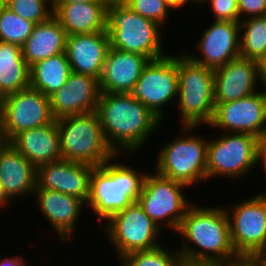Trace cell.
Instances as JSON below:
<instances>
[{
  "label": "cell",
  "instance_id": "f1b7e54d",
  "mask_svg": "<svg viewBox=\"0 0 266 266\" xmlns=\"http://www.w3.org/2000/svg\"><path fill=\"white\" fill-rule=\"evenodd\" d=\"M34 23L12 12L7 6L0 11V41L22 47L32 34Z\"/></svg>",
  "mask_w": 266,
  "mask_h": 266
},
{
  "label": "cell",
  "instance_id": "d6a6232c",
  "mask_svg": "<svg viewBox=\"0 0 266 266\" xmlns=\"http://www.w3.org/2000/svg\"><path fill=\"white\" fill-rule=\"evenodd\" d=\"M214 20L240 22L238 0H208Z\"/></svg>",
  "mask_w": 266,
  "mask_h": 266
},
{
  "label": "cell",
  "instance_id": "ee69618b",
  "mask_svg": "<svg viewBox=\"0 0 266 266\" xmlns=\"http://www.w3.org/2000/svg\"><path fill=\"white\" fill-rule=\"evenodd\" d=\"M10 144V141L7 140L4 136L0 134V156L3 150Z\"/></svg>",
  "mask_w": 266,
  "mask_h": 266
},
{
  "label": "cell",
  "instance_id": "74e56055",
  "mask_svg": "<svg viewBox=\"0 0 266 266\" xmlns=\"http://www.w3.org/2000/svg\"><path fill=\"white\" fill-rule=\"evenodd\" d=\"M259 83L266 89V54L259 62Z\"/></svg>",
  "mask_w": 266,
  "mask_h": 266
},
{
  "label": "cell",
  "instance_id": "30bf717a",
  "mask_svg": "<svg viewBox=\"0 0 266 266\" xmlns=\"http://www.w3.org/2000/svg\"><path fill=\"white\" fill-rule=\"evenodd\" d=\"M107 239L115 249L118 261L136 251H147L161 246V228L150 219L142 206L132 202L128 207L106 220Z\"/></svg>",
  "mask_w": 266,
  "mask_h": 266
},
{
  "label": "cell",
  "instance_id": "277c9868",
  "mask_svg": "<svg viewBox=\"0 0 266 266\" xmlns=\"http://www.w3.org/2000/svg\"><path fill=\"white\" fill-rule=\"evenodd\" d=\"M160 26L134 12L122 1H108L106 6L105 32L110 47L145 56L149 61L163 58L164 53Z\"/></svg>",
  "mask_w": 266,
  "mask_h": 266
},
{
  "label": "cell",
  "instance_id": "b9f144b4",
  "mask_svg": "<svg viewBox=\"0 0 266 266\" xmlns=\"http://www.w3.org/2000/svg\"><path fill=\"white\" fill-rule=\"evenodd\" d=\"M258 154H266V126L264 127L263 133L259 138Z\"/></svg>",
  "mask_w": 266,
  "mask_h": 266
},
{
  "label": "cell",
  "instance_id": "d4e9b609",
  "mask_svg": "<svg viewBox=\"0 0 266 266\" xmlns=\"http://www.w3.org/2000/svg\"><path fill=\"white\" fill-rule=\"evenodd\" d=\"M66 40L67 34L54 15L35 24L32 34L22 46L26 64L30 67L37 61L65 53Z\"/></svg>",
  "mask_w": 266,
  "mask_h": 266
},
{
  "label": "cell",
  "instance_id": "603a6c76",
  "mask_svg": "<svg viewBox=\"0 0 266 266\" xmlns=\"http://www.w3.org/2000/svg\"><path fill=\"white\" fill-rule=\"evenodd\" d=\"M10 144L36 168L62 159L57 122L18 133Z\"/></svg>",
  "mask_w": 266,
  "mask_h": 266
},
{
  "label": "cell",
  "instance_id": "e0dca14e",
  "mask_svg": "<svg viewBox=\"0 0 266 266\" xmlns=\"http://www.w3.org/2000/svg\"><path fill=\"white\" fill-rule=\"evenodd\" d=\"M93 166L59 160L37 167L36 189L58 191L74 196L87 204Z\"/></svg>",
  "mask_w": 266,
  "mask_h": 266
},
{
  "label": "cell",
  "instance_id": "ffe728a7",
  "mask_svg": "<svg viewBox=\"0 0 266 266\" xmlns=\"http://www.w3.org/2000/svg\"><path fill=\"white\" fill-rule=\"evenodd\" d=\"M109 48L110 39L106 32L67 36L65 53L71 71L100 80Z\"/></svg>",
  "mask_w": 266,
  "mask_h": 266
},
{
  "label": "cell",
  "instance_id": "c3c4849f",
  "mask_svg": "<svg viewBox=\"0 0 266 266\" xmlns=\"http://www.w3.org/2000/svg\"><path fill=\"white\" fill-rule=\"evenodd\" d=\"M213 266H224L222 263H213Z\"/></svg>",
  "mask_w": 266,
  "mask_h": 266
},
{
  "label": "cell",
  "instance_id": "cb8c5ba5",
  "mask_svg": "<svg viewBox=\"0 0 266 266\" xmlns=\"http://www.w3.org/2000/svg\"><path fill=\"white\" fill-rule=\"evenodd\" d=\"M108 2L52 4L53 15L58 19L67 36L105 32Z\"/></svg>",
  "mask_w": 266,
  "mask_h": 266
},
{
  "label": "cell",
  "instance_id": "4dcf8cb0",
  "mask_svg": "<svg viewBox=\"0 0 266 266\" xmlns=\"http://www.w3.org/2000/svg\"><path fill=\"white\" fill-rule=\"evenodd\" d=\"M6 6L34 24L44 22L53 15L52 0H7Z\"/></svg>",
  "mask_w": 266,
  "mask_h": 266
},
{
  "label": "cell",
  "instance_id": "5bb4252c",
  "mask_svg": "<svg viewBox=\"0 0 266 266\" xmlns=\"http://www.w3.org/2000/svg\"><path fill=\"white\" fill-rule=\"evenodd\" d=\"M263 89L238 100L215 103L210 127L260 138L266 126V89Z\"/></svg>",
  "mask_w": 266,
  "mask_h": 266
},
{
  "label": "cell",
  "instance_id": "1f68e13d",
  "mask_svg": "<svg viewBox=\"0 0 266 266\" xmlns=\"http://www.w3.org/2000/svg\"><path fill=\"white\" fill-rule=\"evenodd\" d=\"M134 12L144 18L150 19L160 26L166 24V20L170 17V8L164 0H122Z\"/></svg>",
  "mask_w": 266,
  "mask_h": 266
},
{
  "label": "cell",
  "instance_id": "4316f807",
  "mask_svg": "<svg viewBox=\"0 0 266 266\" xmlns=\"http://www.w3.org/2000/svg\"><path fill=\"white\" fill-rule=\"evenodd\" d=\"M71 72L66 53H61L30 66L29 86L50 97L66 84Z\"/></svg>",
  "mask_w": 266,
  "mask_h": 266
},
{
  "label": "cell",
  "instance_id": "bcb514c9",
  "mask_svg": "<svg viewBox=\"0 0 266 266\" xmlns=\"http://www.w3.org/2000/svg\"><path fill=\"white\" fill-rule=\"evenodd\" d=\"M6 1H7V0H0V11H1L4 7H6Z\"/></svg>",
  "mask_w": 266,
  "mask_h": 266
},
{
  "label": "cell",
  "instance_id": "7402d4cb",
  "mask_svg": "<svg viewBox=\"0 0 266 266\" xmlns=\"http://www.w3.org/2000/svg\"><path fill=\"white\" fill-rule=\"evenodd\" d=\"M37 168L15 147L9 144L0 156V185L12 202L33 195L36 189Z\"/></svg>",
  "mask_w": 266,
  "mask_h": 266
},
{
  "label": "cell",
  "instance_id": "e575fe53",
  "mask_svg": "<svg viewBox=\"0 0 266 266\" xmlns=\"http://www.w3.org/2000/svg\"><path fill=\"white\" fill-rule=\"evenodd\" d=\"M222 264L224 266H263V253H235Z\"/></svg>",
  "mask_w": 266,
  "mask_h": 266
},
{
  "label": "cell",
  "instance_id": "8992f818",
  "mask_svg": "<svg viewBox=\"0 0 266 266\" xmlns=\"http://www.w3.org/2000/svg\"><path fill=\"white\" fill-rule=\"evenodd\" d=\"M179 70V109L181 126L209 125L214 114V70L193 62L186 54L176 55Z\"/></svg>",
  "mask_w": 266,
  "mask_h": 266
},
{
  "label": "cell",
  "instance_id": "3957f363",
  "mask_svg": "<svg viewBox=\"0 0 266 266\" xmlns=\"http://www.w3.org/2000/svg\"><path fill=\"white\" fill-rule=\"evenodd\" d=\"M112 159L102 166L93 167L90 176V206L98 220H107L138 200L145 172H139L125 163Z\"/></svg>",
  "mask_w": 266,
  "mask_h": 266
},
{
  "label": "cell",
  "instance_id": "4fadbf2b",
  "mask_svg": "<svg viewBox=\"0 0 266 266\" xmlns=\"http://www.w3.org/2000/svg\"><path fill=\"white\" fill-rule=\"evenodd\" d=\"M230 209V210H229ZM236 253L266 254V197L255 195L225 207Z\"/></svg>",
  "mask_w": 266,
  "mask_h": 266
},
{
  "label": "cell",
  "instance_id": "ab89813d",
  "mask_svg": "<svg viewBox=\"0 0 266 266\" xmlns=\"http://www.w3.org/2000/svg\"><path fill=\"white\" fill-rule=\"evenodd\" d=\"M88 3V2H108L107 0H52V4H70V3Z\"/></svg>",
  "mask_w": 266,
  "mask_h": 266
},
{
  "label": "cell",
  "instance_id": "9a60e30c",
  "mask_svg": "<svg viewBox=\"0 0 266 266\" xmlns=\"http://www.w3.org/2000/svg\"><path fill=\"white\" fill-rule=\"evenodd\" d=\"M197 42L200 57L185 53L193 62L212 70L223 67L240 57V22L213 20Z\"/></svg>",
  "mask_w": 266,
  "mask_h": 266
},
{
  "label": "cell",
  "instance_id": "7dc6e473",
  "mask_svg": "<svg viewBox=\"0 0 266 266\" xmlns=\"http://www.w3.org/2000/svg\"><path fill=\"white\" fill-rule=\"evenodd\" d=\"M263 266H266V254L263 253Z\"/></svg>",
  "mask_w": 266,
  "mask_h": 266
},
{
  "label": "cell",
  "instance_id": "ba28073f",
  "mask_svg": "<svg viewBox=\"0 0 266 266\" xmlns=\"http://www.w3.org/2000/svg\"><path fill=\"white\" fill-rule=\"evenodd\" d=\"M258 150L259 138L248 133L213 136L207 143V180L227 177L237 181L258 165Z\"/></svg>",
  "mask_w": 266,
  "mask_h": 266
},
{
  "label": "cell",
  "instance_id": "52a82bcc",
  "mask_svg": "<svg viewBox=\"0 0 266 266\" xmlns=\"http://www.w3.org/2000/svg\"><path fill=\"white\" fill-rule=\"evenodd\" d=\"M181 128L182 136H176L174 140L162 146L154 171L190 187L207 180L208 138L194 133L198 127Z\"/></svg>",
  "mask_w": 266,
  "mask_h": 266
},
{
  "label": "cell",
  "instance_id": "9c48e42d",
  "mask_svg": "<svg viewBox=\"0 0 266 266\" xmlns=\"http://www.w3.org/2000/svg\"><path fill=\"white\" fill-rule=\"evenodd\" d=\"M149 173L145 174L137 202L159 228L163 230L162 227H168L171 232H177L192 205L184 193V189L190 187L157 173Z\"/></svg>",
  "mask_w": 266,
  "mask_h": 266
},
{
  "label": "cell",
  "instance_id": "7a4b0ae2",
  "mask_svg": "<svg viewBox=\"0 0 266 266\" xmlns=\"http://www.w3.org/2000/svg\"><path fill=\"white\" fill-rule=\"evenodd\" d=\"M222 207L192 203L176 232L183 241L177 249L182 259L222 263L236 253L230 240L228 216Z\"/></svg>",
  "mask_w": 266,
  "mask_h": 266
},
{
  "label": "cell",
  "instance_id": "60d3db41",
  "mask_svg": "<svg viewBox=\"0 0 266 266\" xmlns=\"http://www.w3.org/2000/svg\"><path fill=\"white\" fill-rule=\"evenodd\" d=\"M260 162H261V167L263 171L265 172V176H266V154L257 155V164L260 165ZM256 195L266 197V192L257 193Z\"/></svg>",
  "mask_w": 266,
  "mask_h": 266
},
{
  "label": "cell",
  "instance_id": "f35d334b",
  "mask_svg": "<svg viewBox=\"0 0 266 266\" xmlns=\"http://www.w3.org/2000/svg\"><path fill=\"white\" fill-rule=\"evenodd\" d=\"M177 266H213L212 262H201V261H190L185 259H180Z\"/></svg>",
  "mask_w": 266,
  "mask_h": 266
},
{
  "label": "cell",
  "instance_id": "836d02e7",
  "mask_svg": "<svg viewBox=\"0 0 266 266\" xmlns=\"http://www.w3.org/2000/svg\"><path fill=\"white\" fill-rule=\"evenodd\" d=\"M238 10L240 21L264 16L266 15V0H238Z\"/></svg>",
  "mask_w": 266,
  "mask_h": 266
},
{
  "label": "cell",
  "instance_id": "8fae6325",
  "mask_svg": "<svg viewBox=\"0 0 266 266\" xmlns=\"http://www.w3.org/2000/svg\"><path fill=\"white\" fill-rule=\"evenodd\" d=\"M53 120L50 98L30 86L0 99V134L9 141Z\"/></svg>",
  "mask_w": 266,
  "mask_h": 266
},
{
  "label": "cell",
  "instance_id": "6da1fadb",
  "mask_svg": "<svg viewBox=\"0 0 266 266\" xmlns=\"http://www.w3.org/2000/svg\"><path fill=\"white\" fill-rule=\"evenodd\" d=\"M96 111L106 142L117 156L128 150L136 153L162 123L132 93H101Z\"/></svg>",
  "mask_w": 266,
  "mask_h": 266
},
{
  "label": "cell",
  "instance_id": "d6986e66",
  "mask_svg": "<svg viewBox=\"0 0 266 266\" xmlns=\"http://www.w3.org/2000/svg\"><path fill=\"white\" fill-rule=\"evenodd\" d=\"M33 196L40 213L46 218L61 243H69L75 234L74 227L86 204L74 196L47 189H35ZM81 212V213H80Z\"/></svg>",
  "mask_w": 266,
  "mask_h": 266
},
{
  "label": "cell",
  "instance_id": "44dd1931",
  "mask_svg": "<svg viewBox=\"0 0 266 266\" xmlns=\"http://www.w3.org/2000/svg\"><path fill=\"white\" fill-rule=\"evenodd\" d=\"M148 62L140 54L110 47L99 80L101 93H132Z\"/></svg>",
  "mask_w": 266,
  "mask_h": 266
},
{
  "label": "cell",
  "instance_id": "8d00e7d4",
  "mask_svg": "<svg viewBox=\"0 0 266 266\" xmlns=\"http://www.w3.org/2000/svg\"><path fill=\"white\" fill-rule=\"evenodd\" d=\"M166 2V4L168 5V7L172 10V11H178L179 8H183L185 5H188L192 3L191 0H164Z\"/></svg>",
  "mask_w": 266,
  "mask_h": 266
},
{
  "label": "cell",
  "instance_id": "7bdbcfd3",
  "mask_svg": "<svg viewBox=\"0 0 266 266\" xmlns=\"http://www.w3.org/2000/svg\"><path fill=\"white\" fill-rule=\"evenodd\" d=\"M11 201L7 198L6 194L4 193L3 191V188L1 187L0 185V209L4 207H8V204L10 203ZM7 205V206H6Z\"/></svg>",
  "mask_w": 266,
  "mask_h": 266
},
{
  "label": "cell",
  "instance_id": "7c38bea8",
  "mask_svg": "<svg viewBox=\"0 0 266 266\" xmlns=\"http://www.w3.org/2000/svg\"><path fill=\"white\" fill-rule=\"evenodd\" d=\"M178 75L176 54L168 53L163 58L150 60L144 66L132 95L163 120L164 108L176 97L178 99Z\"/></svg>",
  "mask_w": 266,
  "mask_h": 266
},
{
  "label": "cell",
  "instance_id": "2e32d148",
  "mask_svg": "<svg viewBox=\"0 0 266 266\" xmlns=\"http://www.w3.org/2000/svg\"><path fill=\"white\" fill-rule=\"evenodd\" d=\"M100 94L98 79L71 72L66 84L49 97L52 116L58 120L96 111Z\"/></svg>",
  "mask_w": 266,
  "mask_h": 266
},
{
  "label": "cell",
  "instance_id": "f546056e",
  "mask_svg": "<svg viewBox=\"0 0 266 266\" xmlns=\"http://www.w3.org/2000/svg\"><path fill=\"white\" fill-rule=\"evenodd\" d=\"M164 246V247H163ZM165 245L147 251H136L120 261L121 266H177L181 257L178 250H167Z\"/></svg>",
  "mask_w": 266,
  "mask_h": 266
},
{
  "label": "cell",
  "instance_id": "5b68a950",
  "mask_svg": "<svg viewBox=\"0 0 266 266\" xmlns=\"http://www.w3.org/2000/svg\"><path fill=\"white\" fill-rule=\"evenodd\" d=\"M63 160L102 166L119 158L109 147L97 111L56 120Z\"/></svg>",
  "mask_w": 266,
  "mask_h": 266
},
{
  "label": "cell",
  "instance_id": "ac0fdd59",
  "mask_svg": "<svg viewBox=\"0 0 266 266\" xmlns=\"http://www.w3.org/2000/svg\"><path fill=\"white\" fill-rule=\"evenodd\" d=\"M259 62L238 57L214 70L215 103L238 100L258 91ZM257 85V86H256Z\"/></svg>",
  "mask_w": 266,
  "mask_h": 266
},
{
  "label": "cell",
  "instance_id": "83f0119b",
  "mask_svg": "<svg viewBox=\"0 0 266 266\" xmlns=\"http://www.w3.org/2000/svg\"><path fill=\"white\" fill-rule=\"evenodd\" d=\"M265 54L266 15L240 21V57L260 62Z\"/></svg>",
  "mask_w": 266,
  "mask_h": 266
},
{
  "label": "cell",
  "instance_id": "f6af8a7d",
  "mask_svg": "<svg viewBox=\"0 0 266 266\" xmlns=\"http://www.w3.org/2000/svg\"><path fill=\"white\" fill-rule=\"evenodd\" d=\"M191 1H192V4L195 2L194 4H201V5H203L205 3V5H207L206 2L208 0H191Z\"/></svg>",
  "mask_w": 266,
  "mask_h": 266
},
{
  "label": "cell",
  "instance_id": "484cf974",
  "mask_svg": "<svg viewBox=\"0 0 266 266\" xmlns=\"http://www.w3.org/2000/svg\"><path fill=\"white\" fill-rule=\"evenodd\" d=\"M30 67L22 54V47L0 41V99L29 87Z\"/></svg>",
  "mask_w": 266,
  "mask_h": 266
},
{
  "label": "cell",
  "instance_id": "d590c367",
  "mask_svg": "<svg viewBox=\"0 0 266 266\" xmlns=\"http://www.w3.org/2000/svg\"><path fill=\"white\" fill-rule=\"evenodd\" d=\"M25 263L24 257L19 256V254L13 257L0 258V266H26Z\"/></svg>",
  "mask_w": 266,
  "mask_h": 266
}]
</instances>
